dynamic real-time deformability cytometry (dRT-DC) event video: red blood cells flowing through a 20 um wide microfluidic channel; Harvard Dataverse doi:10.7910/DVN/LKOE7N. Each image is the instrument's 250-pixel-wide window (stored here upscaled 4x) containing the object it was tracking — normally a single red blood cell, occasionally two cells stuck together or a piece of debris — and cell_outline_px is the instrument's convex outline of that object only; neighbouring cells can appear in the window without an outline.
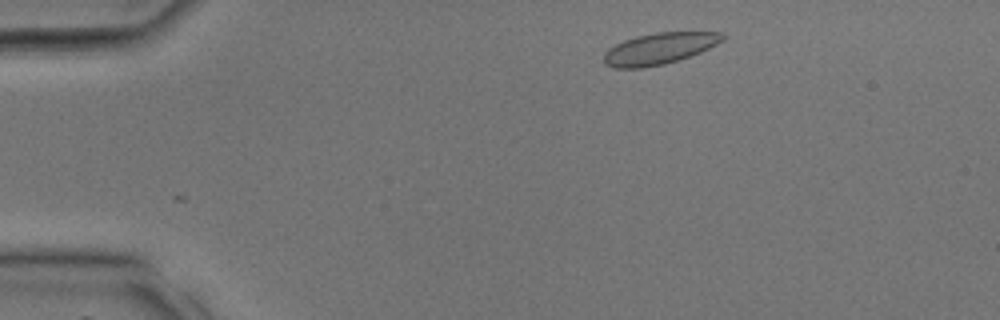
{"species": "common noctule bat (a hibernating species)", "species_latin": "Nyctalus noctula", "temperature_condition": "room temperature", "stored_images_in_passage": 3, "camera_frame_rate_fps": 3000, "um_per_image_px": 0.085, "animal": {"sex": "male", "body_mass_g": 17.9, "forearm_length_mm": 54.2}, "frame": {"image": 1, "passage_image": 3, "time_ms": 0.667, "image_size_px": [1000, 320], "cell_outline_px": [[728, 36], [724, 40], [700, 52], [680, 60], [664, 64], [644, 68], [616, 68], [604, 64], [604, 52], [608, 48], [624, 40], [636, 36], [656, 32], [724, 32]], "centroid_in_image_um": [56.05, 4.13], "position_along_channel_um": 28.9, "area_um2": 21.91}}